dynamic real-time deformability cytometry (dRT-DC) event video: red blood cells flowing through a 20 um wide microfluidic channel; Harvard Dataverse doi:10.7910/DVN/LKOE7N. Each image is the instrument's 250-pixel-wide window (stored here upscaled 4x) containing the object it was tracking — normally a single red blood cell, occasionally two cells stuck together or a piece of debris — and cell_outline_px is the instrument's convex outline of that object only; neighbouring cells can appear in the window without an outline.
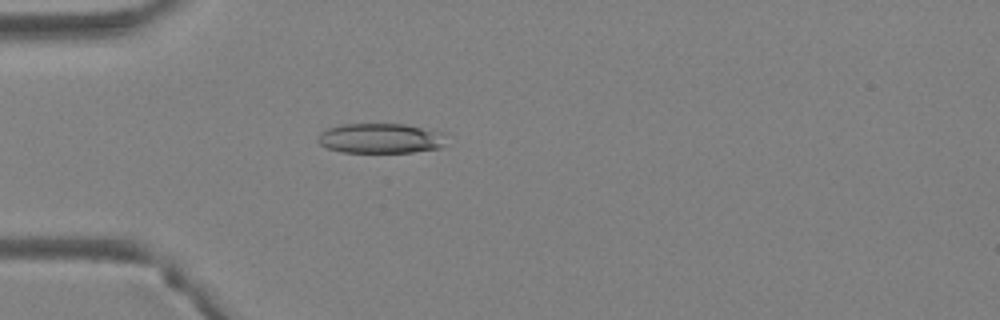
{"species": "Egyptian fruit bat (a non-hibernating species)", "species_latin": "Rousettus aegyptiacus", "temperature_condition": "warm", "stored_images_in_passage": 2, "camera_frame_rate_fps": 3000, "um_per_image_px": 0.085, "animal": {"sex": "female"}, "frame": {"image": 1, "passage_image": 2, "time_ms": 0.333, "image_size_px": [1000, 320], "cell_outline_px": [[448, 144], [440, 148], [412, 152], [340, 152], [328, 148], [320, 144], [316, 140], [316, 136], [320, 132], [328, 128], [344, 124], [408, 124], [440, 132]], "centroid_in_image_um": [32.33, 11.76], "position_along_channel_um": 52.7, "area_um2": 22.54}}